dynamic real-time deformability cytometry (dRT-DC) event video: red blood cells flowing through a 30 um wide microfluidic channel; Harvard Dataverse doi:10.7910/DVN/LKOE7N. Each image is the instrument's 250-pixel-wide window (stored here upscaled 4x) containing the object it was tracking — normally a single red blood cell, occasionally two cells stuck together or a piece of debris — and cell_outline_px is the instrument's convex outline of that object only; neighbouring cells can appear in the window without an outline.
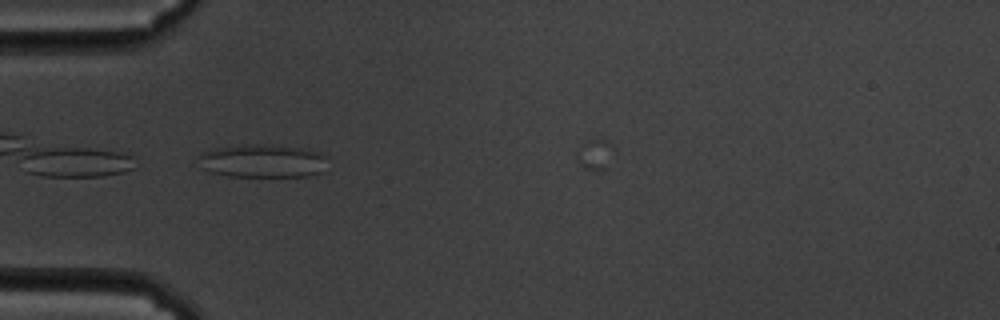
{"species": "common noctule bat (a hibernating species)", "species_latin": "Nyctalus noctula", "temperature_condition": "cold", "stored_images_in_passage": 34, "camera_frame_rate_fps": 3000, "um_per_image_px": 0.085, "animal": {"sex": "male", "body_mass_g": 19.5, "forearm_length_mm": 54.6}, "frame": {"image": 1, "passage_image": 1, "time_ms": 0.0, "image_size_px": [1000, 320], "cell_outline_px": [[324, 172], [308, 176], [228, 176], [212, 172], [200, 168], [196, 156], [200, 152], [212, 148], [252, 144], [260, 144], [300, 148], [320, 152], [324, 156]], "centroid_in_image_um": [22.23, 13.68], "position_along_channel_um": 62.8, "area_um2": 25.09}}